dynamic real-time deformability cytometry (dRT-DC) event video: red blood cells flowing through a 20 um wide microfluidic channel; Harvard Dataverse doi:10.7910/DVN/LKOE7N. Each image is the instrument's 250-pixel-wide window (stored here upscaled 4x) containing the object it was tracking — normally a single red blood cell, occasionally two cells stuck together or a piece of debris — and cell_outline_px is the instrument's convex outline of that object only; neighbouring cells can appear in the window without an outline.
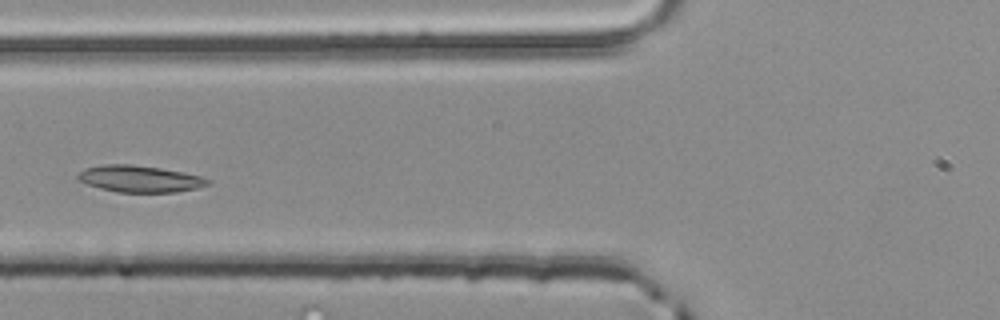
{"species": "common noctule bat (a hibernating species)", "species_latin": "Nyctalus noctula", "temperature_condition": "room temperature", "stored_images_in_passage": 2, "camera_frame_rate_fps": 3000, "um_per_image_px": 0.085, "animal": {"sex": "male", "body_mass_g": 20.4}, "frame": {"image": 1, "passage_image": 2, "time_ms": 0.333, "image_size_px": [1000, 320], "cell_outline_px": [[212, 180], [208, 184], [196, 188], [176, 192], [116, 192], [100, 188], [88, 184], [80, 180], [76, 176], [84, 168], [104, 164], [128, 164], [160, 168], [200, 176]], "centroid_in_image_um": [11.86, 15.2], "position_along_channel_um": 113.9, "area_um2": 19.94}}